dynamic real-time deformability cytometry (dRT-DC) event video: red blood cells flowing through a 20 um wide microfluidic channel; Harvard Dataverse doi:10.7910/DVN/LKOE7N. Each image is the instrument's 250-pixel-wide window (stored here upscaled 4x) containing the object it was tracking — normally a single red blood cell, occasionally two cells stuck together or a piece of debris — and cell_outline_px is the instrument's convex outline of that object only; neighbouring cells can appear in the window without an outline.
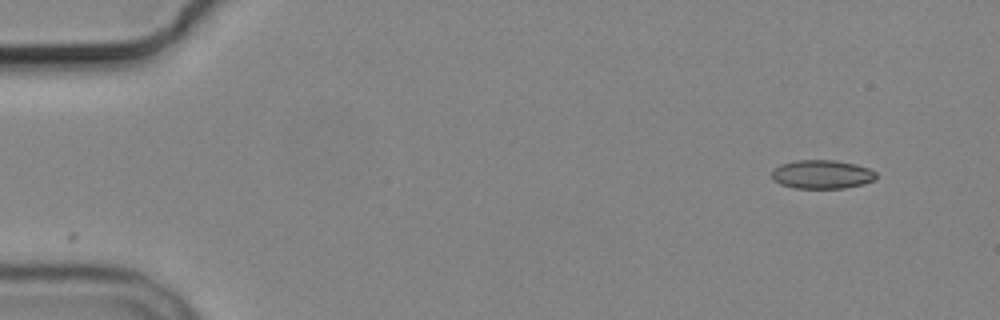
{"species": "common noctule bat (a hibernating species)", "species_latin": "Nyctalus noctula", "temperature_condition": "cold", "stored_images_in_passage": 2, "camera_frame_rate_fps": 3000, "um_per_image_px": 0.085, "animal": {"sex": "male", "body_mass_g": 19.2, "forearm_length_mm": 51.8}, "frame": {"image": 1, "passage_image": 2, "time_ms": 1.0, "image_size_px": [1000, 320], "cell_outline_px": [[876, 180], [864, 184], [844, 188], [792, 188], [780, 184], [772, 180], [772, 168], [780, 164], [796, 160], [836, 160], [856, 164], [868, 168], [876, 172]], "centroid_in_image_um": [69.85, 14.82], "position_along_channel_um": 15.2, "area_um2": 17.74}}